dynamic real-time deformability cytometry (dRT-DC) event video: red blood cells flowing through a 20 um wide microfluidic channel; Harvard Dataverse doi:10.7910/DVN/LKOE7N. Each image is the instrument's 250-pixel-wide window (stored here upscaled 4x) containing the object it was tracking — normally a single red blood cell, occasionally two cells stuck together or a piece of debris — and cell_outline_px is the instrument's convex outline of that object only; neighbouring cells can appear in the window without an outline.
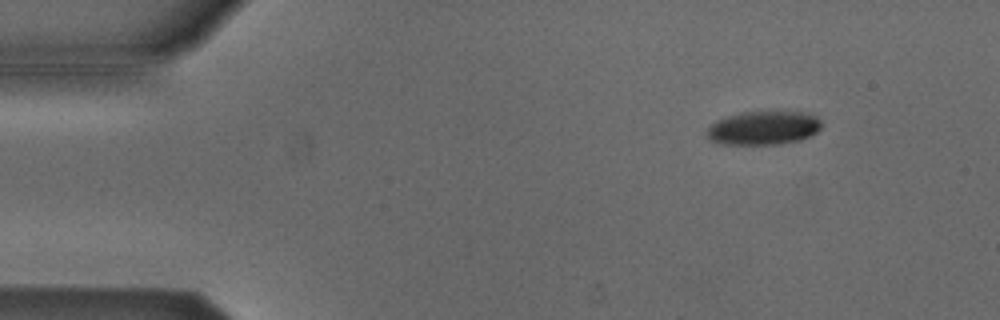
{"species": "Egyptian fruit bat (a non-hibernating species)", "species_latin": "Rousettus aegyptiacus", "temperature_condition": "cold", "stored_images_in_passage": 49, "camera_frame_rate_fps": 3000, "um_per_image_px": 0.085, "animal": {"sex": "male"}, "frame": {"image": 1, "passage_image": 2, "time_ms": 0.333, "image_size_px": [1000, 320], "cell_outline_px": [[820, 128], [812, 136], [800, 140], [780, 144], [720, 144], [708, 140], [708, 128], [716, 120], [728, 116], [744, 112], [804, 112], [816, 116], [820, 120]], "centroid_in_image_um": [64.9, 10.89], "position_along_channel_um": 20.1, "area_um2": 22.43}}
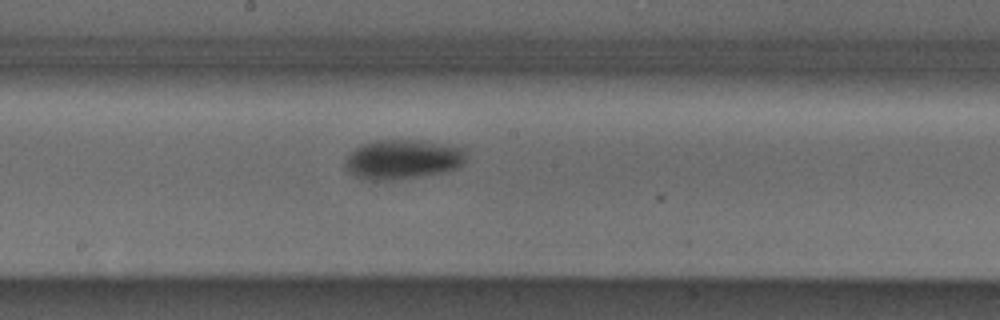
{"frame": {"image": 2, "passage_image": 24, "time_ms": 7.667, "image_size_px": [1000, 320], "cell_outline_px": [[464, 160], [456, 168], [440, 172], [420, 176], [396, 180], [368, 180], [356, 176], [348, 172], [344, 164], [344, 160], [360, 144], [376, 140], [416, 140], [464, 144]], "centroid_in_image_um": [34.25, 13.52], "position_along_channel_um": 214.0, "area_um2": 28.21}}
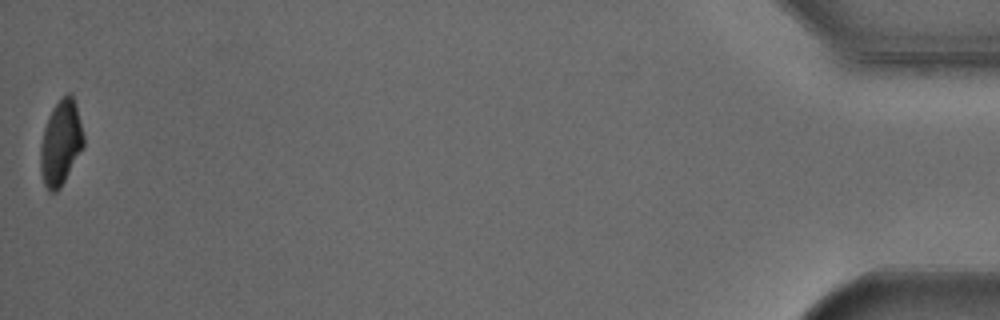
{"frame": {"image": 3, "passage_image": 49, "time_ms": 16.0, "image_size_px": [1000, 320], "cell_outline_px": [[84, 148], [60, 188], [56, 192], [48, 192], [44, 184], [40, 172], [40, 144], [44, 128], [48, 116], [52, 108], [68, 92], [72, 96], [76, 104], [84, 136]], "centroid_in_image_um": [5.16, 12.18], "position_along_channel_um": 430.0, "area_um2": 21.5}, "authors_computed_cell_mechanics": {"area_um2": 24.9696, "velocity_mm_per_s": 3.8154, "shape_relaxation_time_tau1_ms": 2.5222, "shape_relaxation_time_tau2_ms": null, "deformation_change_tau1": 0.1112, "deformation_change_tau2": null}}